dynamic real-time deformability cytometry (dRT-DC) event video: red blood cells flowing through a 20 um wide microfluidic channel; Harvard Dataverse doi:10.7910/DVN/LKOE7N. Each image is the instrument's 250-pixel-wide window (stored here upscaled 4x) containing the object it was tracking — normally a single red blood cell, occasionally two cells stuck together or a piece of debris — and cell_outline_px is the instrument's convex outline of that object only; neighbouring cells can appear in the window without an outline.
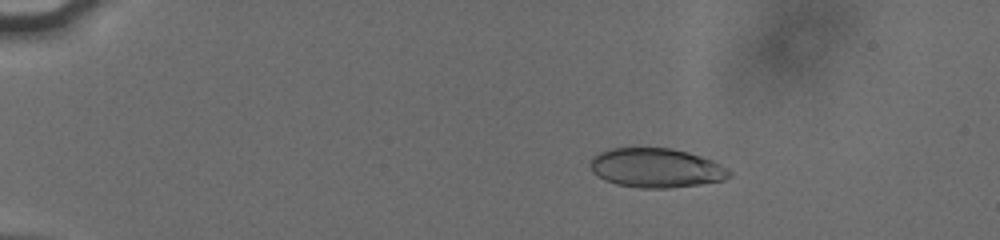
{"species": "human", "species_latin": "Homo sapiens", "temperature_condition": "cold", "stored_images_in_passage": 56, "camera_frame_rate_fps": 3000, "um_per_image_px": 0.085, "donor": {"sex": "male"}, "frame": {"image": 1, "passage_image": 11, "time_ms": 3.333, "image_size_px": [1000, 240], "cell_outline_px": [[732, 176], [724, 180], [668, 188], [640, 188], [616, 184], [604, 180], [596, 176], [592, 172], [588, 164], [592, 156], [600, 152], [612, 148], [672, 148], [688, 152], [712, 160], [728, 168], [732, 172]], "centroid_in_image_um": [55.74, 14.27], "position_along_channel_um": 29.3, "area_um2": 32.02}}
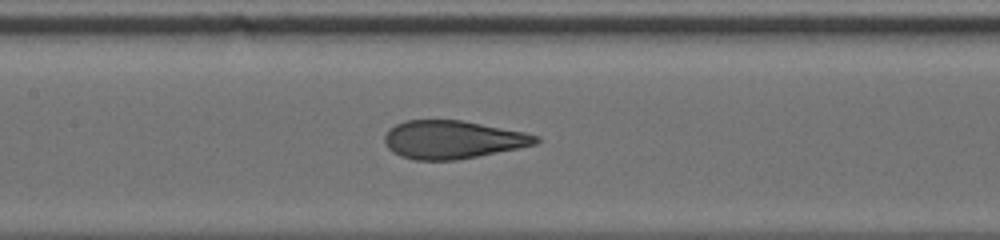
{"frame": {"image": 2, "passage_image": 29, "time_ms": 9.333, "image_size_px": [1000, 240], "cell_outline_px": [[540, 140], [536, 144], [456, 160], [416, 160], [400, 156], [392, 152], [384, 144], [384, 136], [388, 128], [404, 120], [460, 120], [524, 132], [540, 136]], "centroid_in_image_um": [38.41, 11.86], "position_along_channel_um": 169.0, "area_um2": 33.47}}
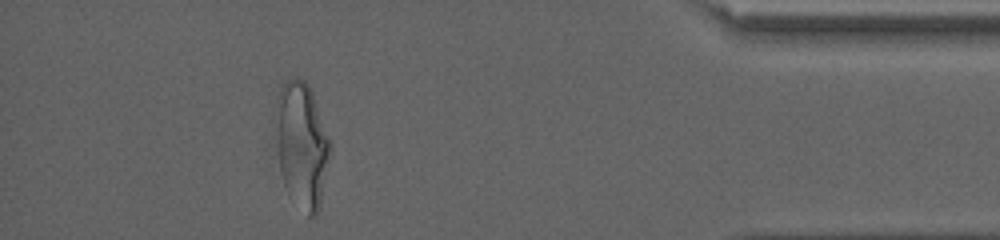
{"frame": {"image": 3, "passage_image": 51, "time_ms": 16.667, "image_size_px": [1000, 240], "cell_outline_px": [[332, 152], [320, 208], [316, 216], [308, 216], [284, 184], [280, 168], [276, 100], [276, 96], [284, 84], [288, 80], [296, 76], [304, 80], [308, 84], [312, 92], [332, 140]], "centroid_in_image_um": [25.74, 12.29], "position_along_channel_um": 409.5, "area_um2": 39.59}, "authors_computed_cell_mechanics": {"area_um2": 33.9864, "velocity_mm_per_s": 3.8424, "shape_relaxation_time_tau1_ms": 4.3258, "shape_relaxation_time_tau2_ms": 0.7341, "deformation_change_tau1": 0.1722, "deformation_change_tau2": 0.0673}}